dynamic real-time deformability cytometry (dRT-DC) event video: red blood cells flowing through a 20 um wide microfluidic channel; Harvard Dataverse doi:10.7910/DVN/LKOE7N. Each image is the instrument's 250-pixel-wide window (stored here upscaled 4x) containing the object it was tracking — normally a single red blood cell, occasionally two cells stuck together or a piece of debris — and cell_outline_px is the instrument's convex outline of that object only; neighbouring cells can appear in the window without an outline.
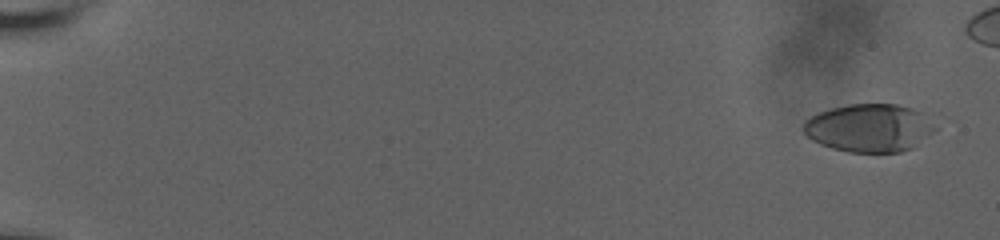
{"species": "human", "species_latin": "Homo sapiens", "temperature_condition": "room temperature", "stored_images_in_passage": 20, "camera_frame_rate_fps": 3000, "um_per_image_px": 0.085, "donor": {"sex": "male"}, "frame": {"image": 1, "passage_image": 2, "time_ms": 0.667, "image_size_px": [1000, 240], "cell_outline_px": [[920, 112], [912, 148], [900, 152], [848, 152], [832, 148], [820, 144], [812, 140], [800, 128], [804, 120], [820, 112], [832, 108], [848, 104], [896, 104], [912, 108]], "centroid_in_image_um": [73.47, 10.86], "position_along_channel_um": 11.5, "area_um2": 33.99}}
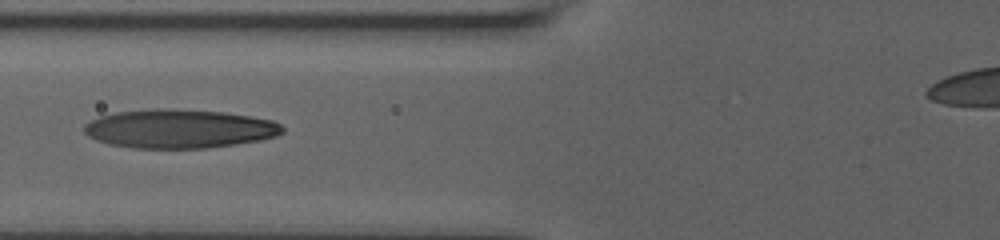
{"frame": {"image": 2, "passage_image": 13, "time_ms": 9.0, "image_size_px": [1000, 240], "cell_outline_px": [[284, 132], [276, 136], [260, 140], [236, 144], [204, 148], [136, 148], [108, 144], [96, 140], [88, 136], [84, 132], [84, 124], [100, 116], [116, 112], [156, 108], [172, 108], [224, 112], [252, 116], [272, 120], [280, 124], [284, 128]], "centroid_in_image_um": [15.24, 10.94], "position_along_channel_um": 110.6, "area_um2": 45.03}}
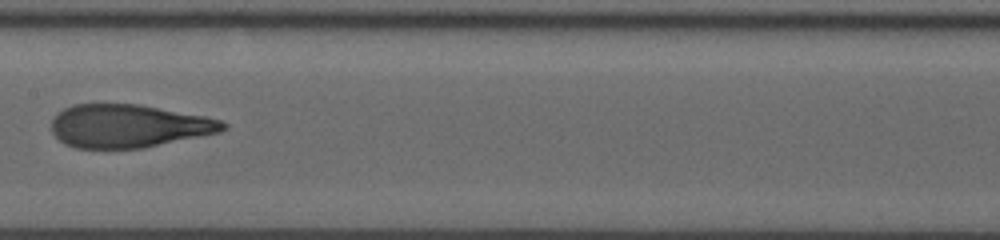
{"frame": {"image": 3, "passage_image": 18, "time_ms": 11.333, "image_size_px": [1000, 240], "cell_outline_px": [[228, 128], [220, 132], [144, 148], [76, 148], [64, 144], [52, 132], [52, 120], [64, 108], [72, 104], [140, 104], [204, 116], [220, 120], [228, 124]], "centroid_in_image_um": [10.94, 10.71], "position_along_channel_um": 196.5, "area_um2": 43.06}}